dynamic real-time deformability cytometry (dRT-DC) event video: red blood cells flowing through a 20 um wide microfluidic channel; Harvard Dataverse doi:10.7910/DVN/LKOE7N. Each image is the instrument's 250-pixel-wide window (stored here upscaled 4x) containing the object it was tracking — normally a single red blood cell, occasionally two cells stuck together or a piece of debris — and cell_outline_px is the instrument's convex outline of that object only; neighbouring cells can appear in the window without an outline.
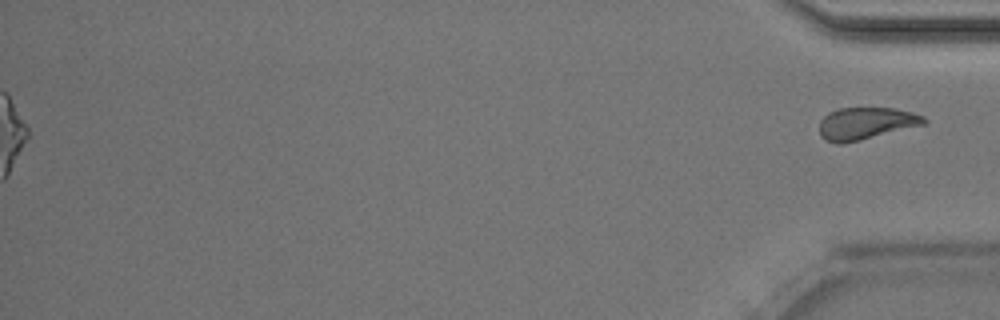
{"species": "Egyptian fruit bat (a non-hibernating species)", "species_latin": "Rousettus aegyptiacus", "temperature_condition": "room temperature", "stored_images_in_passage": 52, "segment_of_instrument_passage": [2, 2], "camera_frame_rate_fps": 3000, "um_per_image_px": 0.085, "animal": {"sex": "male"}, "frame": {"image": 1, "passage_image": 52, "time_ms": 17.0, "image_size_px": [1000, 320], "cell_outline_px": [[928, 120], [924, 124], [844, 144], [836, 144], [824, 140], [820, 136], [820, 120], [828, 112], [840, 108], [896, 108], [912, 112], [924, 116]], "centroid_in_image_um": [73.57, 10.49], "position_along_channel_um": 361.6, "area_um2": 19.65}}